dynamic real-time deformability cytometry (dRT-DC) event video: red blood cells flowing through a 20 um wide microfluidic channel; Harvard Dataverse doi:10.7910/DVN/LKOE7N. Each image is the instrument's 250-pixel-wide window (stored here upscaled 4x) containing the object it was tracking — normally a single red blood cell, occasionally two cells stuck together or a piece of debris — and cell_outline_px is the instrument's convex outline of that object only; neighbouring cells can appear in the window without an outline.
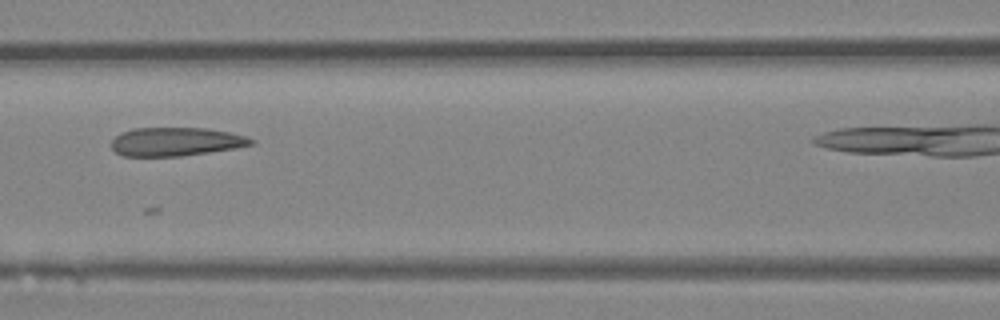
{"species": "Egyptian fruit bat (a non-hibernating species)", "species_latin": "Rousettus aegyptiacus", "temperature_condition": "room temperature", "stored_images_in_passage": 33, "camera_frame_rate_fps": 3000, "um_per_image_px": 0.085, "animal": {"sex": "female"}, "frame": {"image": 1, "passage_image": 15, "time_ms": 4.667, "image_size_px": [1000, 320], "cell_outline_px": [[256, 144], [236, 148], [180, 156], [124, 156], [116, 152], [112, 148], [112, 140], [120, 132], [132, 128], [208, 128], [228, 132], [244, 136], [256, 140]], "centroid_in_image_um": [14.96, 12.04], "position_along_channel_um": 151.6, "area_um2": 23.29}}